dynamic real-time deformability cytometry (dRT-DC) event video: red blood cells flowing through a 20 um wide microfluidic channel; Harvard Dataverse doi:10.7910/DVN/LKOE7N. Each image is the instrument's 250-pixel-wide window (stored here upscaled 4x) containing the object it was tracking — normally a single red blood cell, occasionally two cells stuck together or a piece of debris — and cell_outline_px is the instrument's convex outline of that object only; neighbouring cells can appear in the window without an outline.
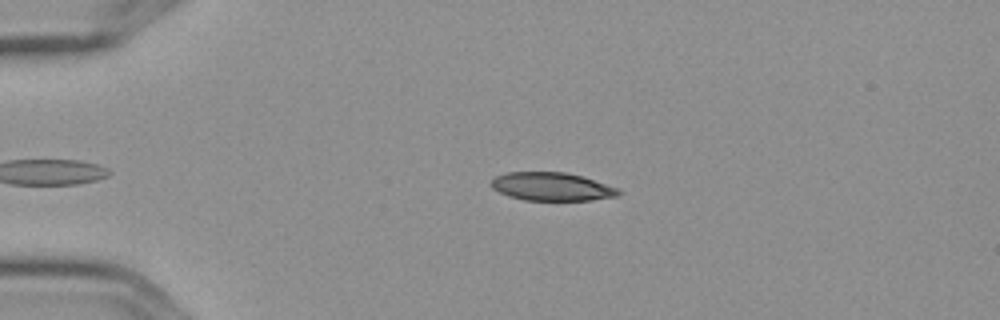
{"species": "Egyptian fruit bat (a non-hibernating species)", "species_latin": "Rousettus aegyptiacus", "temperature_condition": "cold", "stored_images_in_passage": 4, "camera_frame_rate_fps": 3000, "um_per_image_px": 0.085, "frame": {"image": 1, "passage_image": 1, "time_ms": 0.0, "image_size_px": [1000, 320], "cell_outline_px": [[620, 196], [592, 200], [524, 200], [508, 196], [492, 188], [488, 184], [496, 176], [508, 172], [564, 172], [580, 176], [620, 188]], "centroid_in_image_um": [46.9, 15.87], "position_along_channel_um": 38.1, "area_um2": 20.98}}
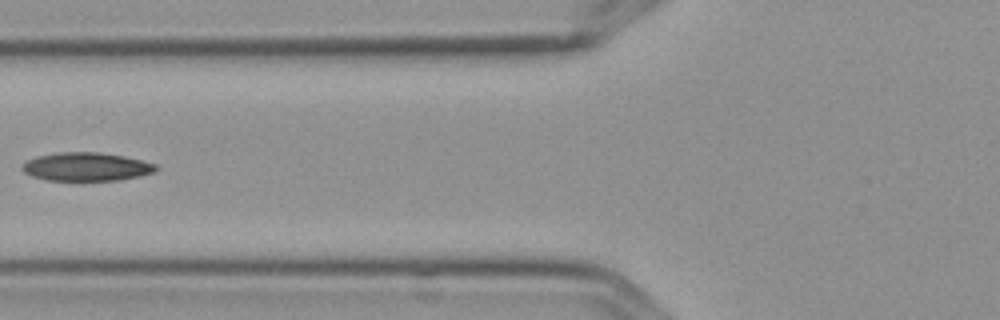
{"frame": {"image": 2, "passage_image": 3, "time_ms": 0.667, "image_size_px": [1000, 320], "cell_outline_px": [[160, 168], [156, 172], [140, 176], [120, 180], [48, 180], [32, 176], [24, 172], [20, 168], [28, 160], [36, 156], [60, 152], [96, 152], [124, 156], [156, 164]], "centroid_in_image_um": [7.37, 14.17], "position_along_channel_um": 118.4, "area_um2": 22.14}}
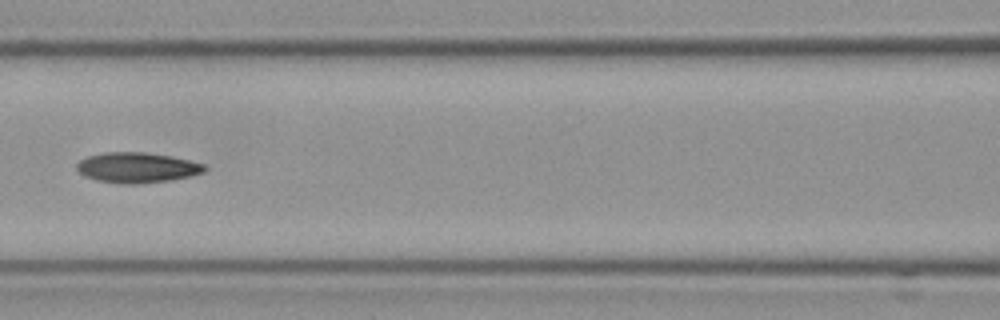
{"frame": {"image": 3, "passage_image": 4, "time_ms": 1.0, "image_size_px": [1000, 320], "cell_outline_px": [[208, 168], [204, 172], [172, 180], [140, 184], [120, 184], [96, 180], [84, 176], [76, 168], [76, 164], [80, 160], [88, 156], [104, 152], [144, 152], [168, 156], [188, 160], [204, 164]], "centroid_in_image_um": [11.62, 14.25], "position_along_channel_um": 155.0, "area_um2": 22.6}}